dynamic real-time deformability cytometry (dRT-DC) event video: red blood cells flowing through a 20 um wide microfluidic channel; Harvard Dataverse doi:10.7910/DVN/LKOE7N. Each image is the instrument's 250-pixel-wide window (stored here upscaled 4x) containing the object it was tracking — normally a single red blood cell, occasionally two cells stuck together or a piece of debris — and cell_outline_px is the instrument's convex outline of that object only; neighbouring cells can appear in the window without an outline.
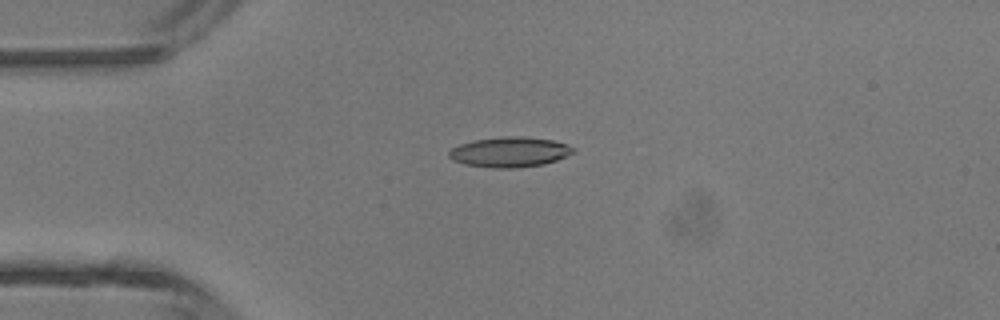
{"species": "common noctule bat (a hibernating species)", "species_latin": "Nyctalus noctula", "temperature_condition": "room temperature", "stored_images_in_passage": 5, "camera_frame_rate_fps": 3000, "um_per_image_px": 0.085, "animal": {"sex": "male", "body_mass_g": 13.3}, "frame": {"image": 1, "passage_image": 5, "time_ms": 1.333, "image_size_px": [1000, 320], "cell_outline_px": [[576, 152], [556, 160], [544, 164], [516, 168], [492, 168], [464, 164], [452, 160], [448, 156], [448, 152], [452, 148], [460, 144], [472, 140], [500, 136], [524, 136], [552, 140], [576, 148]], "centroid_in_image_um": [43.3, 12.92], "position_along_channel_um": 41.7, "area_um2": 22.02}}